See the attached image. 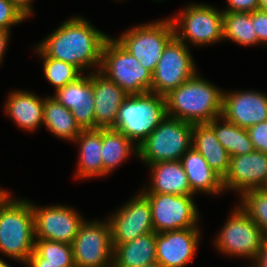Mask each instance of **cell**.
Listing matches in <instances>:
<instances>
[{
	"label": "cell",
	"mask_w": 267,
	"mask_h": 267,
	"mask_svg": "<svg viewBox=\"0 0 267 267\" xmlns=\"http://www.w3.org/2000/svg\"><path fill=\"white\" fill-rule=\"evenodd\" d=\"M108 38L78 16L63 22L37 47L47 57L72 64L82 72L93 65L100 69L102 49Z\"/></svg>",
	"instance_id": "1"
},
{
	"label": "cell",
	"mask_w": 267,
	"mask_h": 267,
	"mask_svg": "<svg viewBox=\"0 0 267 267\" xmlns=\"http://www.w3.org/2000/svg\"><path fill=\"white\" fill-rule=\"evenodd\" d=\"M254 150L267 154V121L246 129Z\"/></svg>",
	"instance_id": "34"
},
{
	"label": "cell",
	"mask_w": 267,
	"mask_h": 267,
	"mask_svg": "<svg viewBox=\"0 0 267 267\" xmlns=\"http://www.w3.org/2000/svg\"><path fill=\"white\" fill-rule=\"evenodd\" d=\"M53 96L69 109L82 130L95 129L94 91L90 74L57 89Z\"/></svg>",
	"instance_id": "18"
},
{
	"label": "cell",
	"mask_w": 267,
	"mask_h": 267,
	"mask_svg": "<svg viewBox=\"0 0 267 267\" xmlns=\"http://www.w3.org/2000/svg\"><path fill=\"white\" fill-rule=\"evenodd\" d=\"M254 261L257 262L254 267H267V247L264 244Z\"/></svg>",
	"instance_id": "39"
},
{
	"label": "cell",
	"mask_w": 267,
	"mask_h": 267,
	"mask_svg": "<svg viewBox=\"0 0 267 267\" xmlns=\"http://www.w3.org/2000/svg\"><path fill=\"white\" fill-rule=\"evenodd\" d=\"M74 141L80 146L77 177H102V128L82 130Z\"/></svg>",
	"instance_id": "25"
},
{
	"label": "cell",
	"mask_w": 267,
	"mask_h": 267,
	"mask_svg": "<svg viewBox=\"0 0 267 267\" xmlns=\"http://www.w3.org/2000/svg\"><path fill=\"white\" fill-rule=\"evenodd\" d=\"M186 45L176 36L167 43L152 74L150 92L165 96L197 73Z\"/></svg>",
	"instance_id": "11"
},
{
	"label": "cell",
	"mask_w": 267,
	"mask_h": 267,
	"mask_svg": "<svg viewBox=\"0 0 267 267\" xmlns=\"http://www.w3.org/2000/svg\"><path fill=\"white\" fill-rule=\"evenodd\" d=\"M183 169L188 177L191 191L209 194L223 192L222 177L211 169L202 155L191 147L180 159Z\"/></svg>",
	"instance_id": "22"
},
{
	"label": "cell",
	"mask_w": 267,
	"mask_h": 267,
	"mask_svg": "<svg viewBox=\"0 0 267 267\" xmlns=\"http://www.w3.org/2000/svg\"><path fill=\"white\" fill-rule=\"evenodd\" d=\"M152 181L150 189L142 193H162L174 195H194L181 161H161L148 165Z\"/></svg>",
	"instance_id": "20"
},
{
	"label": "cell",
	"mask_w": 267,
	"mask_h": 267,
	"mask_svg": "<svg viewBox=\"0 0 267 267\" xmlns=\"http://www.w3.org/2000/svg\"><path fill=\"white\" fill-rule=\"evenodd\" d=\"M25 19L27 17L10 0H0V30L10 31L11 25Z\"/></svg>",
	"instance_id": "33"
},
{
	"label": "cell",
	"mask_w": 267,
	"mask_h": 267,
	"mask_svg": "<svg viewBox=\"0 0 267 267\" xmlns=\"http://www.w3.org/2000/svg\"><path fill=\"white\" fill-rule=\"evenodd\" d=\"M43 124L56 137L74 141L82 129L71 111L53 96L45 98Z\"/></svg>",
	"instance_id": "26"
},
{
	"label": "cell",
	"mask_w": 267,
	"mask_h": 267,
	"mask_svg": "<svg viewBox=\"0 0 267 267\" xmlns=\"http://www.w3.org/2000/svg\"><path fill=\"white\" fill-rule=\"evenodd\" d=\"M250 46L259 44L252 12H223V39Z\"/></svg>",
	"instance_id": "29"
},
{
	"label": "cell",
	"mask_w": 267,
	"mask_h": 267,
	"mask_svg": "<svg viewBox=\"0 0 267 267\" xmlns=\"http://www.w3.org/2000/svg\"><path fill=\"white\" fill-rule=\"evenodd\" d=\"M107 219L111 227L112 245L124 244L154 232L150 202L141 191Z\"/></svg>",
	"instance_id": "13"
},
{
	"label": "cell",
	"mask_w": 267,
	"mask_h": 267,
	"mask_svg": "<svg viewBox=\"0 0 267 267\" xmlns=\"http://www.w3.org/2000/svg\"><path fill=\"white\" fill-rule=\"evenodd\" d=\"M98 71L115 82L128 95L151 91L152 73L143 67L115 38L109 37L106 40Z\"/></svg>",
	"instance_id": "6"
},
{
	"label": "cell",
	"mask_w": 267,
	"mask_h": 267,
	"mask_svg": "<svg viewBox=\"0 0 267 267\" xmlns=\"http://www.w3.org/2000/svg\"><path fill=\"white\" fill-rule=\"evenodd\" d=\"M27 264L29 267H75L74 264L44 263V258H42L35 250L29 256Z\"/></svg>",
	"instance_id": "37"
},
{
	"label": "cell",
	"mask_w": 267,
	"mask_h": 267,
	"mask_svg": "<svg viewBox=\"0 0 267 267\" xmlns=\"http://www.w3.org/2000/svg\"><path fill=\"white\" fill-rule=\"evenodd\" d=\"M222 181L224 190L236 189L241 195L247 190L267 188V154L254 150L230 157L229 168Z\"/></svg>",
	"instance_id": "15"
},
{
	"label": "cell",
	"mask_w": 267,
	"mask_h": 267,
	"mask_svg": "<svg viewBox=\"0 0 267 267\" xmlns=\"http://www.w3.org/2000/svg\"><path fill=\"white\" fill-rule=\"evenodd\" d=\"M167 116L165 96L154 92L131 94L122 103L113 129L138 146Z\"/></svg>",
	"instance_id": "4"
},
{
	"label": "cell",
	"mask_w": 267,
	"mask_h": 267,
	"mask_svg": "<svg viewBox=\"0 0 267 267\" xmlns=\"http://www.w3.org/2000/svg\"><path fill=\"white\" fill-rule=\"evenodd\" d=\"M0 267H10V266L0 258Z\"/></svg>",
	"instance_id": "44"
},
{
	"label": "cell",
	"mask_w": 267,
	"mask_h": 267,
	"mask_svg": "<svg viewBox=\"0 0 267 267\" xmlns=\"http://www.w3.org/2000/svg\"><path fill=\"white\" fill-rule=\"evenodd\" d=\"M178 17L170 18L175 36L186 43V39L194 45H207L223 39V11L211 5L191 4L179 13ZM182 29V33L181 29Z\"/></svg>",
	"instance_id": "9"
},
{
	"label": "cell",
	"mask_w": 267,
	"mask_h": 267,
	"mask_svg": "<svg viewBox=\"0 0 267 267\" xmlns=\"http://www.w3.org/2000/svg\"><path fill=\"white\" fill-rule=\"evenodd\" d=\"M228 8L223 12H253L259 9L260 0H227Z\"/></svg>",
	"instance_id": "36"
},
{
	"label": "cell",
	"mask_w": 267,
	"mask_h": 267,
	"mask_svg": "<svg viewBox=\"0 0 267 267\" xmlns=\"http://www.w3.org/2000/svg\"><path fill=\"white\" fill-rule=\"evenodd\" d=\"M219 120H223L224 124L222 123L220 125ZM207 124L214 130L216 138L228 152L230 157L245 155L254 151L253 144L245 128H241L235 123L223 119L221 116L214 118Z\"/></svg>",
	"instance_id": "28"
},
{
	"label": "cell",
	"mask_w": 267,
	"mask_h": 267,
	"mask_svg": "<svg viewBox=\"0 0 267 267\" xmlns=\"http://www.w3.org/2000/svg\"><path fill=\"white\" fill-rule=\"evenodd\" d=\"M27 18L32 15V0H10Z\"/></svg>",
	"instance_id": "38"
},
{
	"label": "cell",
	"mask_w": 267,
	"mask_h": 267,
	"mask_svg": "<svg viewBox=\"0 0 267 267\" xmlns=\"http://www.w3.org/2000/svg\"><path fill=\"white\" fill-rule=\"evenodd\" d=\"M252 22L254 23L255 32L259 43L267 45V12L254 10L252 12Z\"/></svg>",
	"instance_id": "35"
},
{
	"label": "cell",
	"mask_w": 267,
	"mask_h": 267,
	"mask_svg": "<svg viewBox=\"0 0 267 267\" xmlns=\"http://www.w3.org/2000/svg\"><path fill=\"white\" fill-rule=\"evenodd\" d=\"M220 232L215 246L222 253L255 260L262 249L264 235L261 228L240 206L233 210Z\"/></svg>",
	"instance_id": "10"
},
{
	"label": "cell",
	"mask_w": 267,
	"mask_h": 267,
	"mask_svg": "<svg viewBox=\"0 0 267 267\" xmlns=\"http://www.w3.org/2000/svg\"><path fill=\"white\" fill-rule=\"evenodd\" d=\"M91 80L95 99V129L113 128L119 109L128 94L98 70L96 73L91 72Z\"/></svg>",
	"instance_id": "19"
},
{
	"label": "cell",
	"mask_w": 267,
	"mask_h": 267,
	"mask_svg": "<svg viewBox=\"0 0 267 267\" xmlns=\"http://www.w3.org/2000/svg\"><path fill=\"white\" fill-rule=\"evenodd\" d=\"M200 232L197 227L156 233V259L163 267H183L193 261Z\"/></svg>",
	"instance_id": "16"
},
{
	"label": "cell",
	"mask_w": 267,
	"mask_h": 267,
	"mask_svg": "<svg viewBox=\"0 0 267 267\" xmlns=\"http://www.w3.org/2000/svg\"><path fill=\"white\" fill-rule=\"evenodd\" d=\"M223 91L197 73L167 95V116L189 123H208L220 117Z\"/></svg>",
	"instance_id": "2"
},
{
	"label": "cell",
	"mask_w": 267,
	"mask_h": 267,
	"mask_svg": "<svg viewBox=\"0 0 267 267\" xmlns=\"http://www.w3.org/2000/svg\"><path fill=\"white\" fill-rule=\"evenodd\" d=\"M156 232L147 233L124 244L113 245L112 267H142L157 262Z\"/></svg>",
	"instance_id": "24"
},
{
	"label": "cell",
	"mask_w": 267,
	"mask_h": 267,
	"mask_svg": "<svg viewBox=\"0 0 267 267\" xmlns=\"http://www.w3.org/2000/svg\"><path fill=\"white\" fill-rule=\"evenodd\" d=\"M241 197L240 207L261 228L264 235L267 233V188L247 190Z\"/></svg>",
	"instance_id": "31"
},
{
	"label": "cell",
	"mask_w": 267,
	"mask_h": 267,
	"mask_svg": "<svg viewBox=\"0 0 267 267\" xmlns=\"http://www.w3.org/2000/svg\"><path fill=\"white\" fill-rule=\"evenodd\" d=\"M7 193H8V191L0 188V201L6 196Z\"/></svg>",
	"instance_id": "42"
},
{
	"label": "cell",
	"mask_w": 267,
	"mask_h": 267,
	"mask_svg": "<svg viewBox=\"0 0 267 267\" xmlns=\"http://www.w3.org/2000/svg\"><path fill=\"white\" fill-rule=\"evenodd\" d=\"M192 147L195 148L222 178L226 175L230 155L216 138L214 130L207 123L194 124L192 130Z\"/></svg>",
	"instance_id": "23"
},
{
	"label": "cell",
	"mask_w": 267,
	"mask_h": 267,
	"mask_svg": "<svg viewBox=\"0 0 267 267\" xmlns=\"http://www.w3.org/2000/svg\"><path fill=\"white\" fill-rule=\"evenodd\" d=\"M45 99L25 90L13 91L5 104V112L24 130H36L43 123Z\"/></svg>",
	"instance_id": "21"
},
{
	"label": "cell",
	"mask_w": 267,
	"mask_h": 267,
	"mask_svg": "<svg viewBox=\"0 0 267 267\" xmlns=\"http://www.w3.org/2000/svg\"><path fill=\"white\" fill-rule=\"evenodd\" d=\"M85 221L71 243L74 266L112 267L114 248L108 219L107 222Z\"/></svg>",
	"instance_id": "8"
},
{
	"label": "cell",
	"mask_w": 267,
	"mask_h": 267,
	"mask_svg": "<svg viewBox=\"0 0 267 267\" xmlns=\"http://www.w3.org/2000/svg\"><path fill=\"white\" fill-rule=\"evenodd\" d=\"M193 127V123L166 116L138 145L137 157L147 165L180 160L192 147Z\"/></svg>",
	"instance_id": "5"
},
{
	"label": "cell",
	"mask_w": 267,
	"mask_h": 267,
	"mask_svg": "<svg viewBox=\"0 0 267 267\" xmlns=\"http://www.w3.org/2000/svg\"><path fill=\"white\" fill-rule=\"evenodd\" d=\"M34 247L32 202L14 200L7 193L0 201V252L26 264Z\"/></svg>",
	"instance_id": "3"
},
{
	"label": "cell",
	"mask_w": 267,
	"mask_h": 267,
	"mask_svg": "<svg viewBox=\"0 0 267 267\" xmlns=\"http://www.w3.org/2000/svg\"><path fill=\"white\" fill-rule=\"evenodd\" d=\"M150 202L154 232L198 227L193 195L143 193Z\"/></svg>",
	"instance_id": "12"
},
{
	"label": "cell",
	"mask_w": 267,
	"mask_h": 267,
	"mask_svg": "<svg viewBox=\"0 0 267 267\" xmlns=\"http://www.w3.org/2000/svg\"><path fill=\"white\" fill-rule=\"evenodd\" d=\"M35 239H47L71 244L76 237L83 217L68 206L38 207L32 203Z\"/></svg>",
	"instance_id": "14"
},
{
	"label": "cell",
	"mask_w": 267,
	"mask_h": 267,
	"mask_svg": "<svg viewBox=\"0 0 267 267\" xmlns=\"http://www.w3.org/2000/svg\"><path fill=\"white\" fill-rule=\"evenodd\" d=\"M43 61V71L46 79L55 87V90L75 81L83 73L72 64L52 57H47L38 47L36 50Z\"/></svg>",
	"instance_id": "30"
},
{
	"label": "cell",
	"mask_w": 267,
	"mask_h": 267,
	"mask_svg": "<svg viewBox=\"0 0 267 267\" xmlns=\"http://www.w3.org/2000/svg\"><path fill=\"white\" fill-rule=\"evenodd\" d=\"M118 130L102 128L103 176L112 172L125 161L131 152L138 154V146ZM134 148V149H133Z\"/></svg>",
	"instance_id": "27"
},
{
	"label": "cell",
	"mask_w": 267,
	"mask_h": 267,
	"mask_svg": "<svg viewBox=\"0 0 267 267\" xmlns=\"http://www.w3.org/2000/svg\"><path fill=\"white\" fill-rule=\"evenodd\" d=\"M221 117L241 128L267 121V95L258 91L223 93Z\"/></svg>",
	"instance_id": "17"
},
{
	"label": "cell",
	"mask_w": 267,
	"mask_h": 267,
	"mask_svg": "<svg viewBox=\"0 0 267 267\" xmlns=\"http://www.w3.org/2000/svg\"><path fill=\"white\" fill-rule=\"evenodd\" d=\"M259 10L267 12V0H260Z\"/></svg>",
	"instance_id": "41"
},
{
	"label": "cell",
	"mask_w": 267,
	"mask_h": 267,
	"mask_svg": "<svg viewBox=\"0 0 267 267\" xmlns=\"http://www.w3.org/2000/svg\"><path fill=\"white\" fill-rule=\"evenodd\" d=\"M175 36L170 18L135 26L115 39L152 74L167 43Z\"/></svg>",
	"instance_id": "7"
},
{
	"label": "cell",
	"mask_w": 267,
	"mask_h": 267,
	"mask_svg": "<svg viewBox=\"0 0 267 267\" xmlns=\"http://www.w3.org/2000/svg\"><path fill=\"white\" fill-rule=\"evenodd\" d=\"M34 250L44 258V263L74 264L71 244L35 239Z\"/></svg>",
	"instance_id": "32"
},
{
	"label": "cell",
	"mask_w": 267,
	"mask_h": 267,
	"mask_svg": "<svg viewBox=\"0 0 267 267\" xmlns=\"http://www.w3.org/2000/svg\"><path fill=\"white\" fill-rule=\"evenodd\" d=\"M10 32L9 31H3V30H0V64L3 60V56H4V53H5V50H6V47H7V43L9 41V34Z\"/></svg>",
	"instance_id": "40"
},
{
	"label": "cell",
	"mask_w": 267,
	"mask_h": 267,
	"mask_svg": "<svg viewBox=\"0 0 267 267\" xmlns=\"http://www.w3.org/2000/svg\"><path fill=\"white\" fill-rule=\"evenodd\" d=\"M263 244L267 247V233L264 234Z\"/></svg>",
	"instance_id": "45"
},
{
	"label": "cell",
	"mask_w": 267,
	"mask_h": 267,
	"mask_svg": "<svg viewBox=\"0 0 267 267\" xmlns=\"http://www.w3.org/2000/svg\"><path fill=\"white\" fill-rule=\"evenodd\" d=\"M142 267H163L160 263H152V264H148L146 266H142Z\"/></svg>",
	"instance_id": "43"
}]
</instances>
